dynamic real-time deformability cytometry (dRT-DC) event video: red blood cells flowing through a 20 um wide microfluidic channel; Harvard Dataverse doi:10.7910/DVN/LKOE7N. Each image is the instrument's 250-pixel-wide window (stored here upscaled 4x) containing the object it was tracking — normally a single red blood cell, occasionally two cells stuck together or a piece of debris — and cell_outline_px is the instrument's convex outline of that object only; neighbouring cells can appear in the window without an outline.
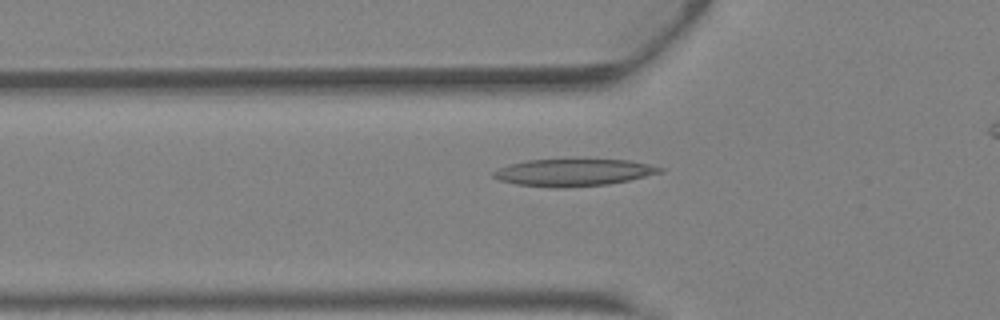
{"species": "Egyptian fruit bat (a non-hibernating species)", "species_latin": "Rousettus aegyptiacus", "temperature_condition": "warm", "stored_images_in_passage": 27, "camera_frame_rate_fps": 3000, "um_per_image_px": 0.085, "animal": {"sex": "female"}, "frame": {"image": 1, "passage_image": 4, "time_ms": 1.0, "image_size_px": [1000, 320], "cell_outline_px": [[664, 172], [628, 180], [608, 184], [560, 188], [552, 188], [516, 184], [500, 180], [492, 176], [492, 172], [508, 164], [528, 160], [628, 160], [648, 164], [664, 168]], "centroid_in_image_um": [48.73, 14.67], "position_along_channel_um": 77.1, "area_um2": 26.13}}
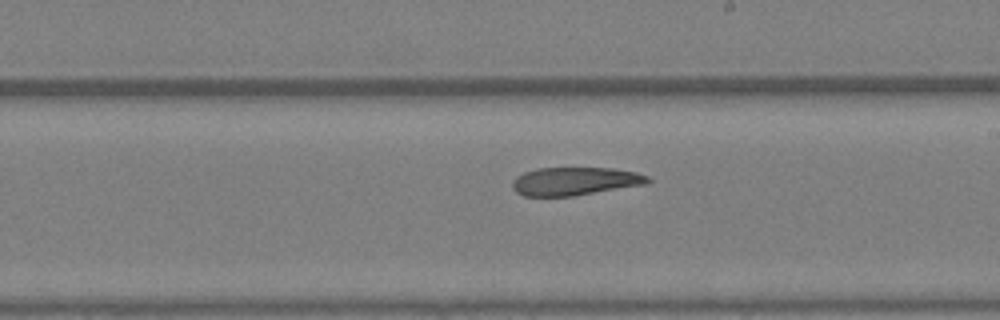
{"frame": {"image": 2, "passage_image": 14, "time_ms": 4.333, "image_size_px": [1000, 320], "cell_outline_px": [[652, 180], [648, 184], [572, 196], [524, 196], [516, 192], [512, 188], [512, 180], [516, 176], [524, 172], [536, 168], [612, 168], [636, 172], [648, 176]], "centroid_in_image_um": [48.87, 15.4], "position_along_channel_um": 240.1, "area_um2": 22.37}}
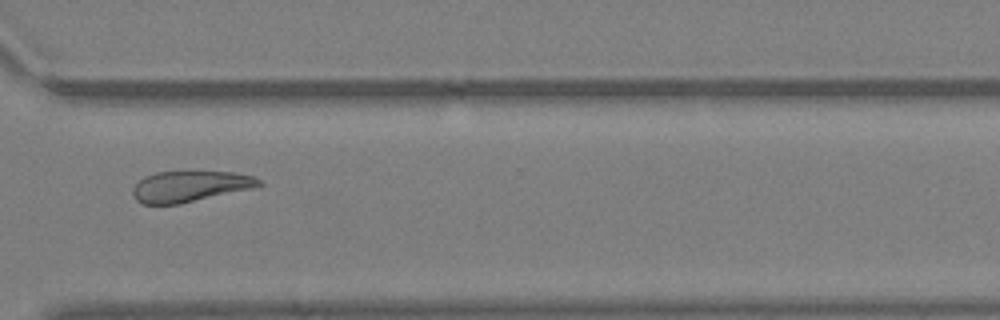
{"frame": {"image": 3, "passage_image": 21, "time_ms": 6.667, "image_size_px": [1000, 320], "cell_outline_px": [[264, 184], [260, 188], [180, 204], [140, 204], [132, 196], [132, 188], [144, 176], [156, 172], [232, 172], [252, 176], [260, 180]], "centroid_in_image_um": [16.2, 15.86], "position_along_channel_um": 354.4, "area_um2": 23.18}}